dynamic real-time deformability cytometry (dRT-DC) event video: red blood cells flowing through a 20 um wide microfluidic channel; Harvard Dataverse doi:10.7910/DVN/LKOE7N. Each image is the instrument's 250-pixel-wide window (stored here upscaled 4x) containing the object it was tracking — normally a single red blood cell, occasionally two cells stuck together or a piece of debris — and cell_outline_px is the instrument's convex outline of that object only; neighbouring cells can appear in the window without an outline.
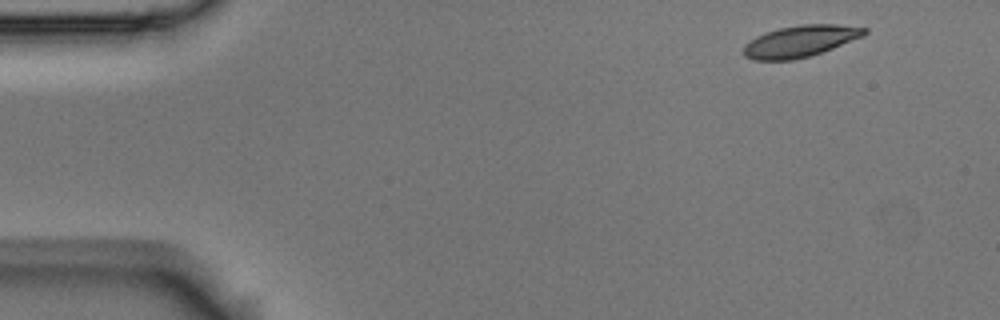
{"species": "Egyptian fruit bat (a non-hibernating species)", "species_latin": "Rousettus aegyptiacus", "temperature_condition": "room temperature", "stored_images_in_passage": 4, "camera_frame_rate_fps": 3000, "um_per_image_px": 0.085, "animal": {"sex": "male"}, "frame": {"image": 1, "passage_image": 1, "time_ms": 0.0, "image_size_px": [1000, 320], "cell_outline_px": [[868, 32], [864, 36], [832, 48], [808, 56], [792, 60], [752, 60], [744, 56], [744, 44], [756, 36], [764, 32], [780, 28], [800, 24], [836, 24], [868, 28]], "centroid_in_image_um": [68.01, 3.49], "position_along_channel_um": 17.0, "area_um2": 22.2}}
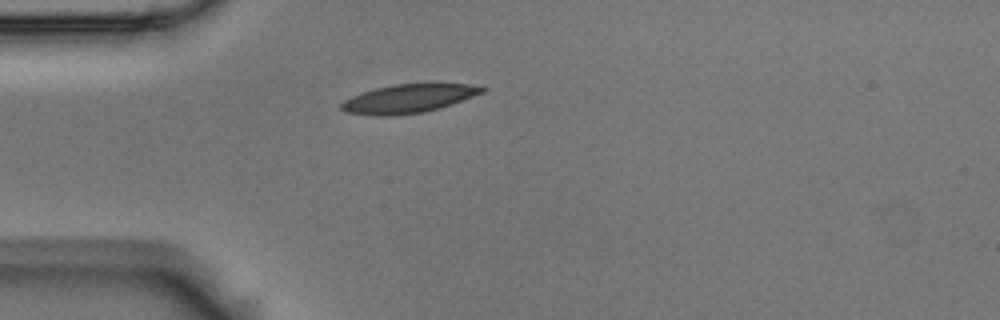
{"frame": {"image": 2, "passage_image": 3, "time_ms": 0.667, "image_size_px": [1000, 320], "cell_outline_px": [[488, 88], [484, 92], [452, 104], [424, 112], [388, 116], [376, 116], [348, 112], [340, 108], [340, 104], [344, 100], [360, 92], [376, 88], [396, 84], [468, 84]], "centroid_in_image_um": [34.7, 8.38], "position_along_channel_um": 50.3, "area_um2": 23.24}}